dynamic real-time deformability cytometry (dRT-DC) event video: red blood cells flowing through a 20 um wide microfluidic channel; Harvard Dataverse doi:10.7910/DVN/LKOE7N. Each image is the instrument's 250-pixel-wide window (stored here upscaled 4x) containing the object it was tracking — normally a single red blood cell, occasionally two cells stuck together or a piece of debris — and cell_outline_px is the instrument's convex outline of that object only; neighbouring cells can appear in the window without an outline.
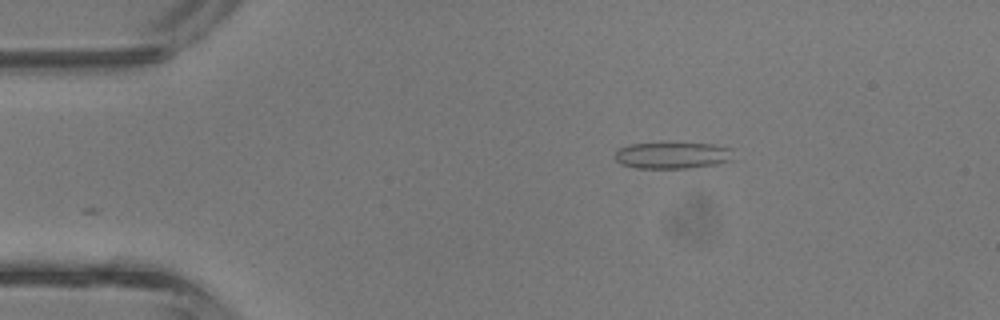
{"species": "common noctule bat (a hibernating species)", "species_latin": "Nyctalus noctula", "temperature_condition": "room temperature", "stored_images_in_passage": 2, "camera_frame_rate_fps": 3000, "um_per_image_px": 0.085, "animal": {"sex": "male", "body_mass_g": 13.3}, "frame": {"image": 1, "passage_image": 2, "time_ms": 0.333, "image_size_px": [1000, 320], "cell_outline_px": [[732, 160], [716, 164], [692, 168], [636, 168], [620, 164], [616, 160], [616, 152], [620, 148], [628, 144], [712, 144], [732, 148]], "centroid_in_image_um": [57.17, 13.22], "position_along_channel_um": 27.8, "area_um2": 18.09}}